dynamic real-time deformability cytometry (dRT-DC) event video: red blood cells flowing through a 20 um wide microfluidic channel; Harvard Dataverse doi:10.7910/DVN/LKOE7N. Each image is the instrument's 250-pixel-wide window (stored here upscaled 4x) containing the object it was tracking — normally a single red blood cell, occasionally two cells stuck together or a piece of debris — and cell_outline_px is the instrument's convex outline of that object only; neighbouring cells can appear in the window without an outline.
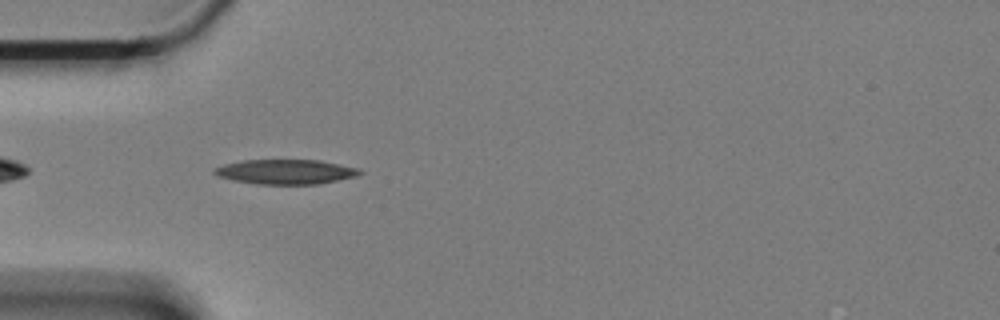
{"species": "Egyptian fruit bat (a non-hibernating species)", "species_latin": "Rousettus aegyptiacus", "temperature_condition": "cold", "stored_images_in_passage": 45, "camera_frame_rate_fps": 3000, "um_per_image_px": 0.085, "animal": {"sex": "female"}, "frame": {"image": 1, "passage_image": 3, "time_ms": 0.667, "image_size_px": [1000, 320], "cell_outline_px": [[364, 172], [356, 176], [316, 184], [256, 184], [232, 180], [216, 176], [212, 172], [212, 168], [224, 164], [240, 160], [320, 160], [360, 168]], "centroid_in_image_um": [24.24, 14.59], "position_along_channel_um": 60.8, "area_um2": 21.1}}
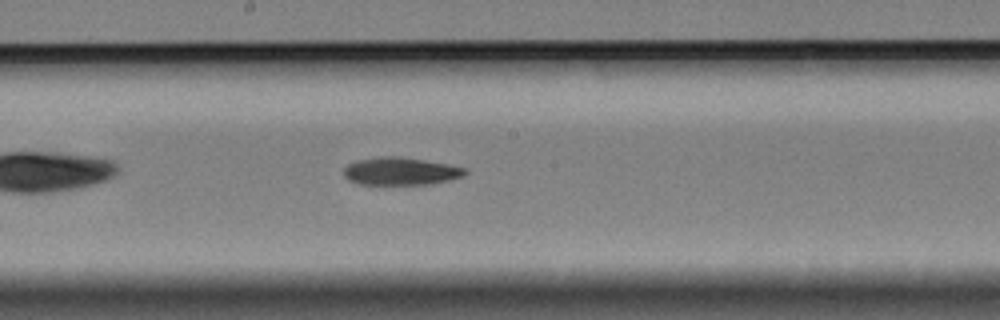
{"frame": {"image": 2, "passage_image": 17, "time_ms": 5.333, "image_size_px": [1000, 320], "cell_outline_px": [[468, 172], [464, 176], [432, 184], [360, 184], [348, 180], [344, 176], [344, 168], [348, 164], [356, 160], [380, 156], [400, 156], [448, 164], [464, 168]], "centroid_in_image_um": [34.04, 14.55], "position_along_channel_um": 214.2, "area_um2": 19.59}}
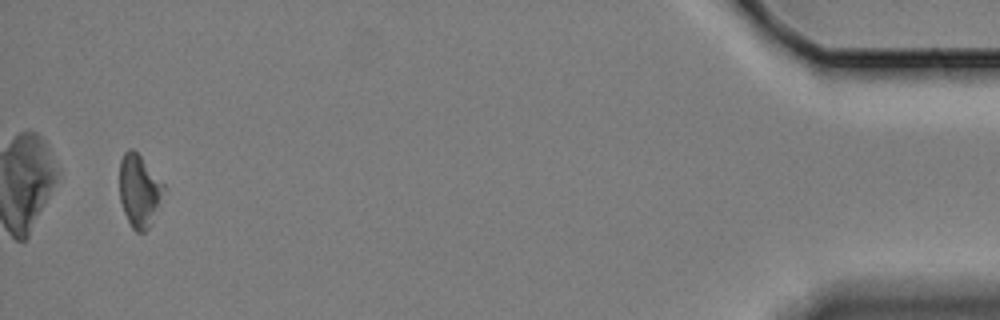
{"frame": {"image": 3, "passage_image": 43, "time_ms": 14.0, "image_size_px": [1000, 320], "cell_outline_px": [[164, 188], [148, 228], [144, 232], [136, 232], [132, 228], [124, 212], [120, 200], [120, 160], [124, 152], [128, 148], [132, 148], [140, 156], [164, 184]], "centroid_in_image_um": [11.79, 16.18], "position_along_channel_um": 423.4, "area_um2": 18.03}, "authors_computed_cell_mechanics": {"area_um2": 19.8832, "velocity_mm_per_s": 3.3202, "shape_relaxation_time_tau1_ms": 9.7893, "shape_relaxation_time_tau2_ms": null, "deformation_change_tau1": 0.1669, "deformation_change_tau2": null}}